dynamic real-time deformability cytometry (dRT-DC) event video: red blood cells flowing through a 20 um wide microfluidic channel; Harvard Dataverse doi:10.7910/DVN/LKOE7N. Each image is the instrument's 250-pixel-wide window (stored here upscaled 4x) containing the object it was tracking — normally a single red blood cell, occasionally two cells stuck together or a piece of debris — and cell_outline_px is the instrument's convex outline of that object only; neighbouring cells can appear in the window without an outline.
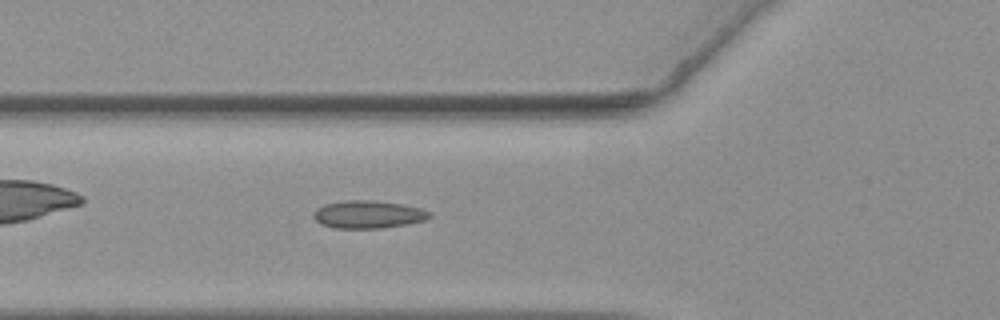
{"species": "common noctule bat (a hibernating species)", "species_latin": "Nyctalus noctula", "temperature_condition": "warm", "stored_images_in_passage": 57, "camera_frame_rate_fps": 3000, "um_per_image_px": 0.085, "animal": {"sex": "female", "body_mass_g": 19.3, "forearm_length_mm": 54.1}, "frame": {"image": 1, "passage_image": 21, "time_ms": 6.667, "image_size_px": [1000, 320], "cell_outline_px": [[432, 216], [424, 220], [404, 224], [380, 228], [336, 228], [320, 224], [312, 216], [316, 208], [324, 204], [344, 200], [372, 200], [400, 204], [420, 208], [428, 212]], "centroid_in_image_um": [31.23, 18.22], "position_along_channel_um": 94.6, "area_um2": 18.55}}
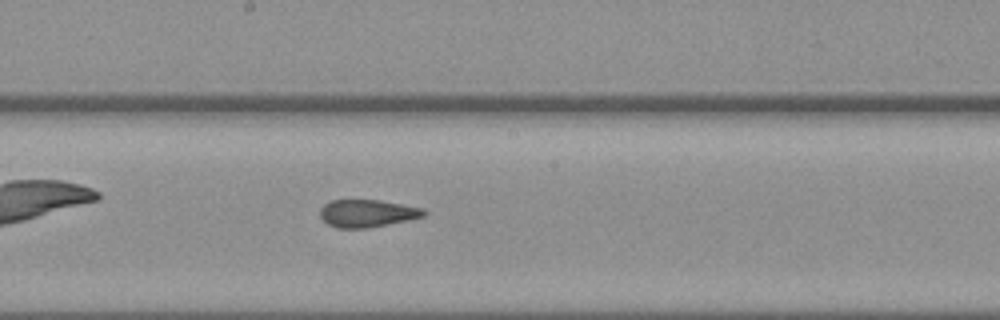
{"frame": {"image": 2, "passage_image": 31, "time_ms": 10.0, "image_size_px": [1000, 320], "cell_outline_px": [[428, 212], [424, 216], [412, 220], [368, 228], [336, 228], [328, 224], [320, 216], [320, 208], [324, 204], [332, 200], [380, 200], [424, 208]], "centroid_in_image_um": [31.25, 18.14], "position_along_channel_um": 216.9, "area_um2": 16.88}}
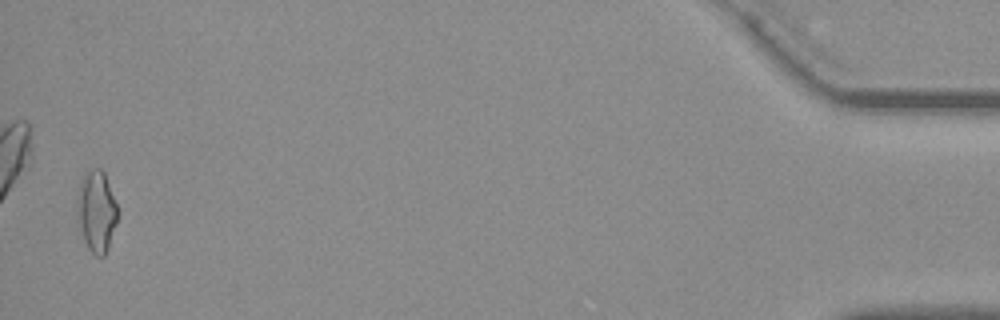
{"frame": {"image": 3, "passage_image": 56, "time_ms": 18.333, "image_size_px": [1000, 320], "cell_outline_px": [[116, 220], [108, 248], [104, 256], [96, 256], [88, 248], [84, 240], [80, 224], [80, 184], [84, 172], [92, 168], [100, 168], [104, 172], [116, 204]], "centroid_in_image_um": [8.23, 17.95], "position_along_channel_um": 427.0, "area_um2": 18.03}, "authors_computed_cell_mechanics": {"area_um2": 17.7446, "velocity_mm_per_s": 3.6557, "shape_relaxation_time_tau1_ms": null, "shape_relaxation_time_tau2_ms": 1.3527, "deformation_change_tau1": null, "deformation_change_tau2": 0.0793}}